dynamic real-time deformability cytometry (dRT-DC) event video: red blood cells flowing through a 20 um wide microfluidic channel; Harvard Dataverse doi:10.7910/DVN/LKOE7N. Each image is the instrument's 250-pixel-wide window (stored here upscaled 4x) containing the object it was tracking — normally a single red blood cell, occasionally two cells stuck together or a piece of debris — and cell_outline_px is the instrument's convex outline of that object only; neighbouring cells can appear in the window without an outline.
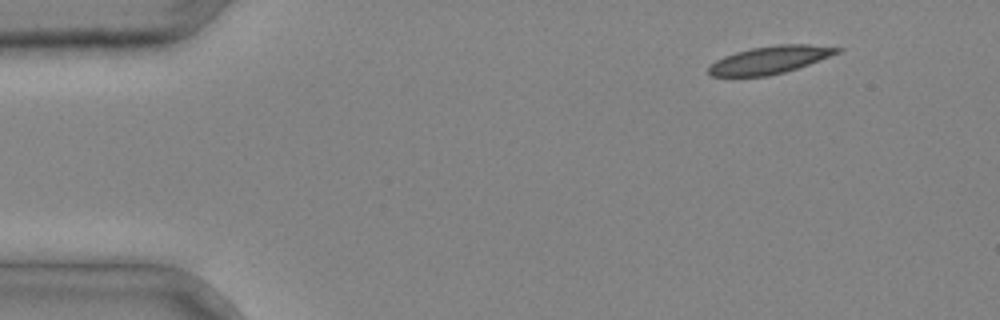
{"species": "common noctule bat (a hibernating species)", "species_latin": "Nyctalus noctula", "temperature_condition": "cold", "stored_images_in_passage": 2, "camera_frame_rate_fps": 3000, "um_per_image_px": 0.085, "animal": {"sex": "male", "body_mass_g": 20.4}, "frame": {"image": 1, "passage_image": 1, "time_ms": 0.0, "image_size_px": [1000, 320], "cell_outline_px": [[844, 48], [840, 52], [808, 64], [784, 72], [768, 76], [712, 76], [708, 72], [708, 68], [716, 60], [724, 56], [736, 52], [752, 48], [780, 44], [808, 44]], "centroid_in_image_um": [65.44, 5.08], "position_along_channel_um": 19.6, "area_um2": 20.4}}